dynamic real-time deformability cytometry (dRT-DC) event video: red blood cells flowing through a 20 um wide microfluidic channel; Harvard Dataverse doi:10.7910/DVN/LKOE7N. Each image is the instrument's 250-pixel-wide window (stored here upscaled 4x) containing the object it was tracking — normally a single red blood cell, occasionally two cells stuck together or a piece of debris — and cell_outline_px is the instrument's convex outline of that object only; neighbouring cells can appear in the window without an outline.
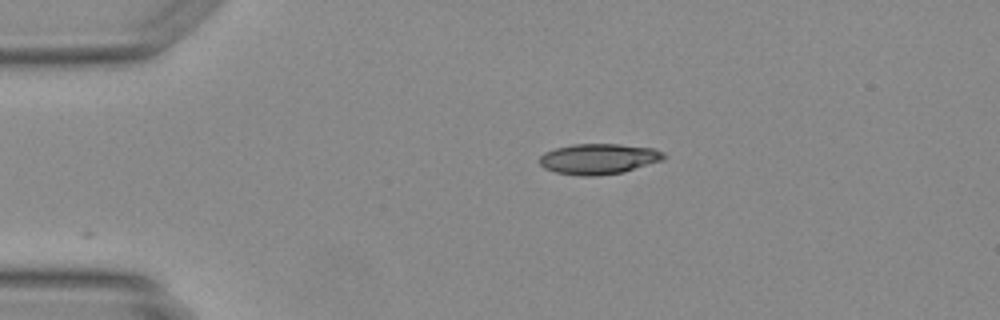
{"species": "Egyptian fruit bat (a non-hibernating species)", "species_latin": "Rousettus aegyptiacus", "temperature_condition": "warm", "stored_images_in_passage": 10, "camera_frame_rate_fps": 3000, "um_per_image_px": 0.085, "animal": {"sex": "female"}, "frame": {"image": 1, "passage_image": 1, "time_ms": 0.0, "image_size_px": [1000, 320], "cell_outline_px": [[668, 156], [664, 160], [624, 172], [596, 176], [580, 176], [556, 172], [544, 168], [540, 164], [540, 156], [544, 152], [556, 148], [572, 144], [620, 144], [652, 148], [664, 152]], "centroid_in_image_um": [50.92, 13.51], "position_along_channel_um": 34.1, "area_um2": 22.31}}
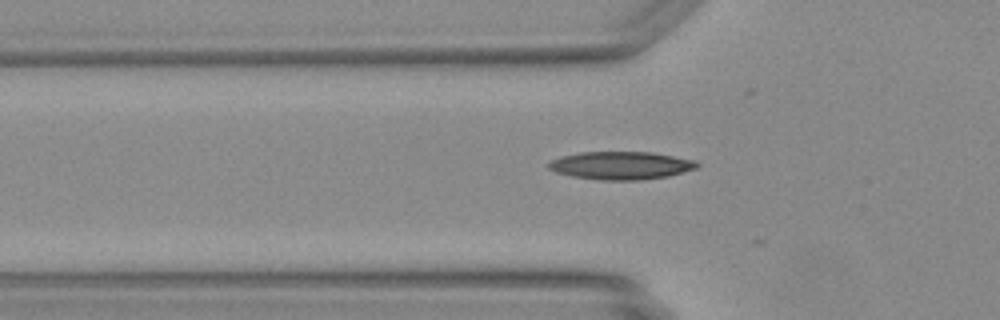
{"frame": {"image": 2, "passage_image": 7, "time_ms": 2.0, "image_size_px": [1000, 320], "cell_outline_px": [[700, 164], [696, 168], [668, 176], [640, 180], [604, 180], [572, 176], [556, 172], [548, 168], [548, 160], [560, 156], [580, 152], [652, 152], [692, 160]], "centroid_in_image_um": [52.72, 14.06], "position_along_channel_um": 73.1, "area_um2": 24.04}}